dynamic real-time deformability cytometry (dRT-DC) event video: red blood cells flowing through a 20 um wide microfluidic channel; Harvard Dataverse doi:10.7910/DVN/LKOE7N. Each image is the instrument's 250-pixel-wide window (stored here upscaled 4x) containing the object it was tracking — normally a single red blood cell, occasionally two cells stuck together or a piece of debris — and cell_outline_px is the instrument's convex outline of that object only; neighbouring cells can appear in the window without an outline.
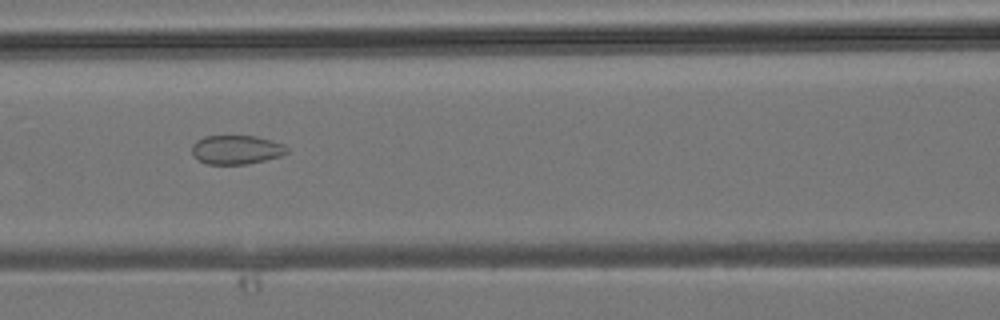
{"species": "common noctule bat (a hibernating species)", "species_latin": "Nyctalus noctula", "temperature_condition": "room temperature", "stored_images_in_passage": 22, "camera_frame_rate_fps": 3000, "um_per_image_px": 0.085, "animal": {"sex": "male", "body_mass_g": 19.2, "forearm_length_mm": 51.8}, "frame": {"image": 1, "passage_image": 10, "time_ms": 3.0, "image_size_px": [1000, 320], "cell_outline_px": [[288, 152], [280, 156], [248, 164], [208, 164], [192, 156], [192, 144], [196, 140], [204, 136], [256, 136], [272, 140], [284, 144], [288, 148]], "centroid_in_image_um": [20.08, 12.72], "position_along_channel_um": 146.5, "area_um2": 16.13}}